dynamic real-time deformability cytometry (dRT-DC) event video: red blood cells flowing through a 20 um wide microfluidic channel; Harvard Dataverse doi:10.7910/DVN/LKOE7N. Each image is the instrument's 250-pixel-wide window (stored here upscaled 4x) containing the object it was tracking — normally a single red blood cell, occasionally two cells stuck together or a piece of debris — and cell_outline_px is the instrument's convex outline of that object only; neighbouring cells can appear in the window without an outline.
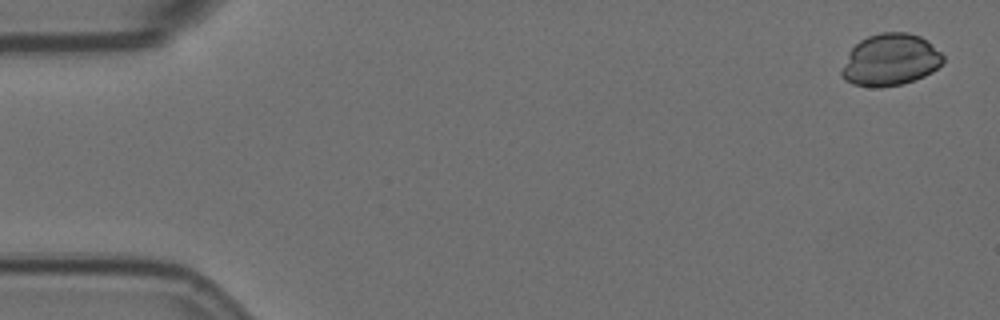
{"species": "Egyptian fruit bat (a non-hibernating species)", "species_latin": "Rousettus aegyptiacus", "temperature_condition": "room temperature", "stored_images_in_passage": 6, "camera_frame_rate_fps": 3000, "um_per_image_px": 0.085, "animal": {"sex": "female"}, "frame": {"image": 1, "passage_image": 1, "time_ms": 0.0, "image_size_px": [1000, 320], "cell_outline_px": [[944, 60], [932, 72], [924, 76], [900, 84], [880, 88], [852, 84], [844, 80], [840, 76], [840, 72], [848, 52], [860, 40], [868, 36], [880, 32], [908, 32], [920, 36], [940, 52], [944, 56]], "centroid_in_image_um": [75.63, 5.09], "position_along_channel_um": 9.4, "area_um2": 30.63}}
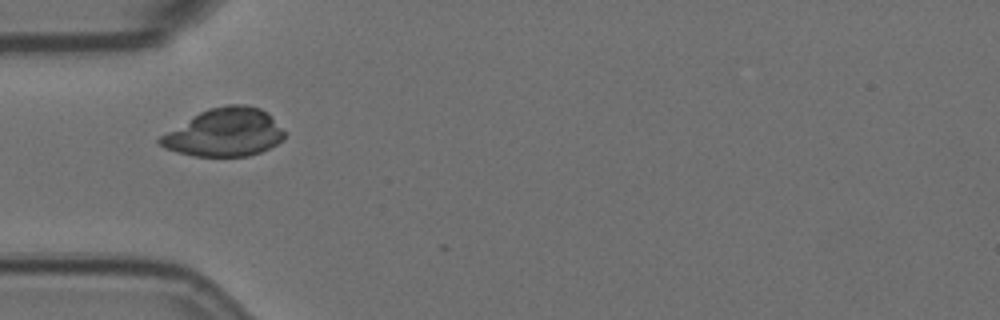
{"frame": {"image": 2, "passage_image": 5, "time_ms": 1.333, "image_size_px": [1000, 320], "cell_outline_px": [[284, 136], [276, 144], [260, 152], [248, 156], [196, 156], [176, 152], [164, 148], [156, 140], [160, 136], [200, 112], [208, 108], [228, 104], [244, 104], [260, 108], [268, 112], [284, 132]], "centroid_in_image_um": [19.07, 11.25], "position_along_channel_um": 65.9, "area_um2": 34.51}}